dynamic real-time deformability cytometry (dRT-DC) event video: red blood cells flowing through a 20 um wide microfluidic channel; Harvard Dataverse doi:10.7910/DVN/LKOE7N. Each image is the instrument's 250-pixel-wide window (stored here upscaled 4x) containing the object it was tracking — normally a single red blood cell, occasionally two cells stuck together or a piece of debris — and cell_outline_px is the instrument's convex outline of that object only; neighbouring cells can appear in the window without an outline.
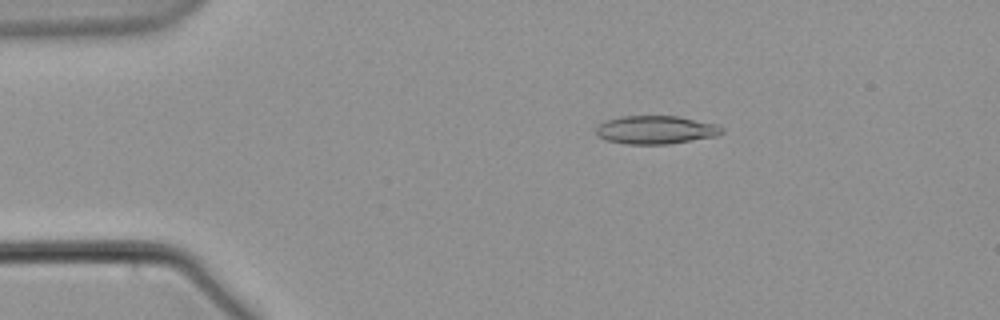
{"species": "common noctule bat (a hibernating species)", "species_latin": "Nyctalus noctula", "temperature_condition": "warm", "stored_images_in_passage": 48, "camera_frame_rate_fps": 3000, "um_per_image_px": 0.085, "animal": {"sex": "male", "body_mass_g": 21.5, "forearm_length_mm": 52.0}, "frame": {"image": 1, "passage_image": 2, "time_ms": 0.333, "image_size_px": [1000, 320], "cell_outline_px": [[724, 132], [716, 136], [668, 144], [624, 144], [608, 140], [596, 136], [596, 128], [600, 124], [608, 120], [620, 116], [676, 116], [716, 124], [724, 128]], "centroid_in_image_um": [55.74, 11.04], "position_along_channel_um": 29.3, "area_um2": 20.63}}
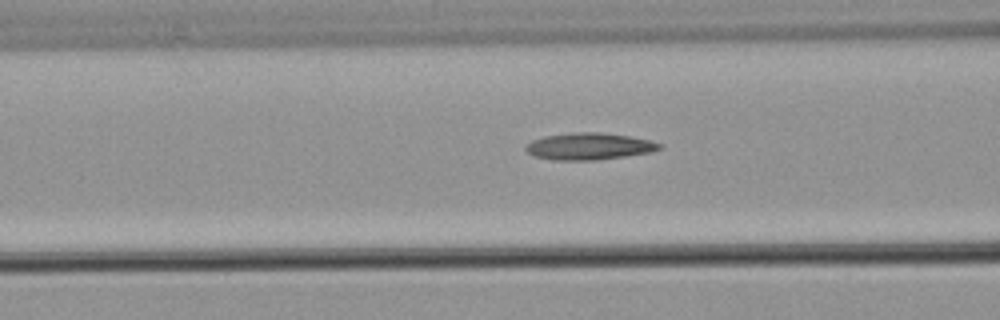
{"frame": {"image": 2, "passage_image": 14, "time_ms": 4.333, "image_size_px": [1000, 320], "cell_outline_px": [[664, 148], [652, 152], [596, 160], [552, 160], [532, 156], [524, 148], [532, 140], [544, 136], [572, 132], [600, 132], [628, 136], [648, 140], [664, 144]], "centroid_in_image_um": [50.08, 12.44], "position_along_channel_um": 116.5, "area_um2": 21.04}}
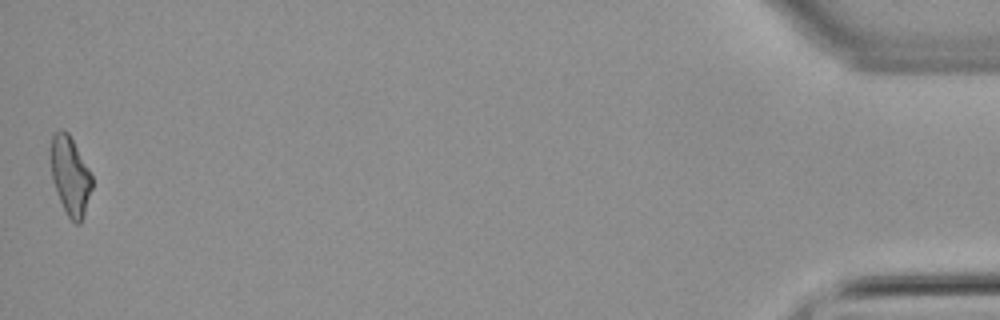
{"frame": {"image": 3, "passage_image": 48, "time_ms": 15.667, "image_size_px": [1000, 320], "cell_outline_px": [[92, 188], [84, 216], [80, 224], [76, 224], [68, 216], [56, 192], [52, 180], [48, 152], [48, 148], [52, 132], [60, 128], [64, 128], [68, 132], [88, 168], [92, 176]], "centroid_in_image_um": [5.91, 14.86], "position_along_channel_um": 429.3, "area_um2": 19.42}}